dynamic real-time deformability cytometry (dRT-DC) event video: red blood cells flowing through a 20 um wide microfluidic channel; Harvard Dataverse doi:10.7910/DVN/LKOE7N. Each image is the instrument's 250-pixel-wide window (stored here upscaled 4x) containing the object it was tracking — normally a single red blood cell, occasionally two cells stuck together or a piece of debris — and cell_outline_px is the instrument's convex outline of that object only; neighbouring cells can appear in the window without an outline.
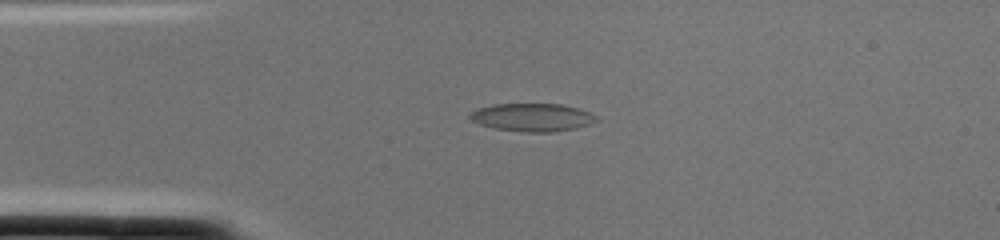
{"species": "common noctule bat (a hibernating species)", "species_latin": "Nyctalus noctula", "temperature_condition": "cold", "stored_images_in_passage": 1, "camera_frame_rate_fps": 3000, "um_per_image_px": 0.085, "animal": {"sex": "female", "body_mass_g": 22.0, "forearm_length_mm": 56.7}, "frame": {"image": 1, "passage_image": 1, "time_ms": 0.0, "image_size_px": [1000, 240], "cell_outline_px": [[600, 120], [576, 128], [556, 132], [524, 132], [492, 128], [480, 124], [472, 120], [468, 116], [468, 112], [476, 108], [496, 104], [560, 104], [576, 108], [588, 112], [596, 116]], "centroid_in_image_um": [45.2, 9.98], "position_along_channel_um": 39.8, "area_um2": 20.69}}